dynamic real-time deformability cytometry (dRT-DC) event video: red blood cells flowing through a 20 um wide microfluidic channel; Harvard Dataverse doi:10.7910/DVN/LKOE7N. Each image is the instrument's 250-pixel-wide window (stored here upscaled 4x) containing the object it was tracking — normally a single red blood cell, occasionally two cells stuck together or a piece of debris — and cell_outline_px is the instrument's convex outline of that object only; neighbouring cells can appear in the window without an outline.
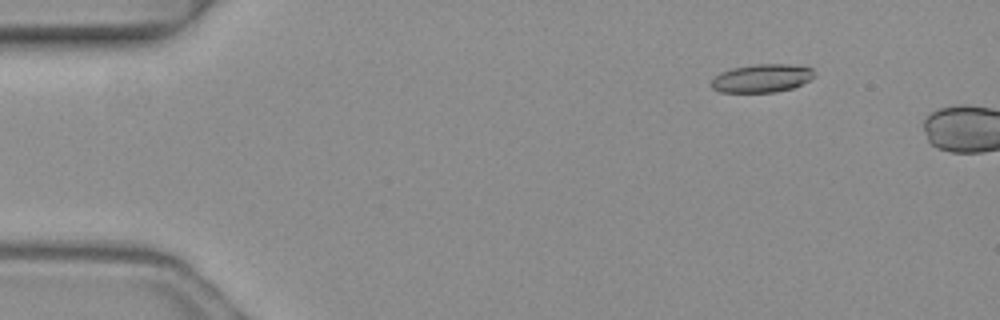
{"species": "common noctule bat (a hibernating species)", "species_latin": "Nyctalus noctula", "temperature_condition": "warm", "stored_images_in_passage": 2, "camera_frame_rate_fps": 3000, "um_per_image_px": 0.085, "animal": {"sex": "female", "body_mass_g": 19.3, "forearm_length_mm": 54.1}, "frame": {"image": 1, "passage_image": 1, "time_ms": 0.0, "image_size_px": [1000, 320], "cell_outline_px": [[816, 72], [808, 80], [792, 88], [772, 92], [720, 92], [712, 88], [712, 80], [720, 72], [732, 68], [756, 64], [788, 64], [812, 68]], "centroid_in_image_um": [64.74, 6.64], "position_along_channel_um": 20.3, "area_um2": 16.7}}